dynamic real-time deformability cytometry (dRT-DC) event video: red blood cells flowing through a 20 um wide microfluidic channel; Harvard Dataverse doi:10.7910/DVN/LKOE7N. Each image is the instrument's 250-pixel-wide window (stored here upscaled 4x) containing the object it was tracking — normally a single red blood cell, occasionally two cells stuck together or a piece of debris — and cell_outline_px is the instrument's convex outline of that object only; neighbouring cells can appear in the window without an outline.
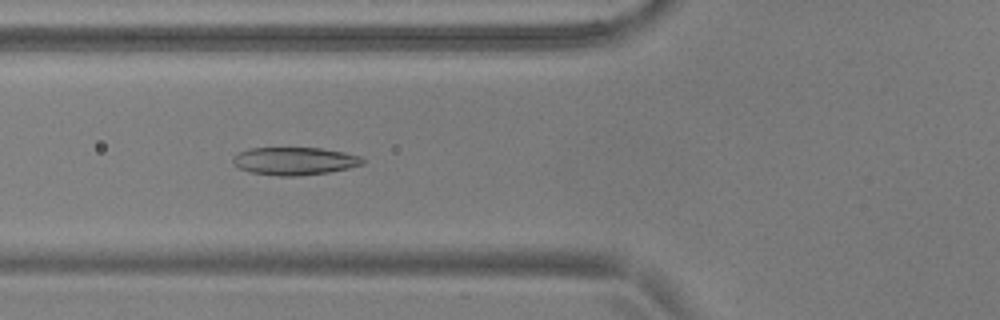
{"species": "common noctule bat (a hibernating species)", "species_latin": "Nyctalus noctula", "temperature_condition": "warm", "stored_images_in_passage": 55, "camera_frame_rate_fps": 3000, "um_per_image_px": 0.085, "animal": {"sex": "male", "body_mass_g": 17.9, "forearm_length_mm": 54.2}, "frame": {"image": 1, "passage_image": 21, "time_ms": 6.667, "image_size_px": [1000, 320], "cell_outline_px": [[364, 164], [348, 168], [328, 172], [296, 176], [280, 176], [252, 172], [240, 168], [232, 164], [232, 156], [248, 148], [320, 148], [344, 152], [360, 156], [364, 160]], "centroid_in_image_um": [25.02, 13.68], "position_along_channel_um": 100.8, "area_um2": 20.92}}
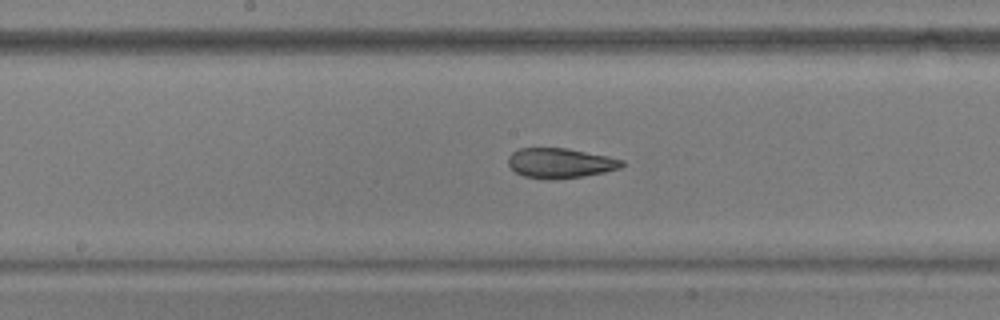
{"frame": {"image": 2, "passage_image": 29, "time_ms": 9.333, "image_size_px": [1000, 320], "cell_outline_px": [[624, 164], [620, 168], [604, 172], [584, 176], [524, 176], [516, 172], [508, 164], [508, 156], [512, 152], [520, 148], [568, 148], [608, 156], [624, 160]], "centroid_in_image_um": [47.65, 13.8], "position_along_channel_um": 200.6, "area_um2": 19.02}}
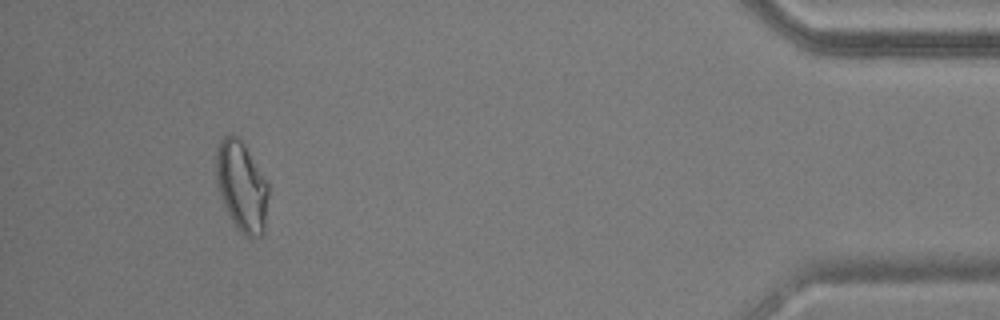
{"frame": {"image": 3, "passage_image": 51, "time_ms": 16.667, "image_size_px": [1000, 320], "cell_outline_px": [[268, 196], [264, 232], [260, 236], [244, 236], [240, 232], [232, 220], [224, 204], [216, 180], [216, 152], [220, 140], [224, 136], [236, 136], [244, 144], [268, 184]], "centroid_in_image_um": [20.54, 15.85], "position_along_channel_um": 414.7, "area_um2": 26.88}, "authors_computed_cell_mechanics": {"area_um2": 22.3108, "velocity_mm_per_s": 3.723, "shape_relaxation_time_tau1_ms": 9.5894, "shape_relaxation_time_tau2_ms": 2.5265, "deformation_change_tau1": 0.2325, "deformation_change_tau2": 0.0784}}